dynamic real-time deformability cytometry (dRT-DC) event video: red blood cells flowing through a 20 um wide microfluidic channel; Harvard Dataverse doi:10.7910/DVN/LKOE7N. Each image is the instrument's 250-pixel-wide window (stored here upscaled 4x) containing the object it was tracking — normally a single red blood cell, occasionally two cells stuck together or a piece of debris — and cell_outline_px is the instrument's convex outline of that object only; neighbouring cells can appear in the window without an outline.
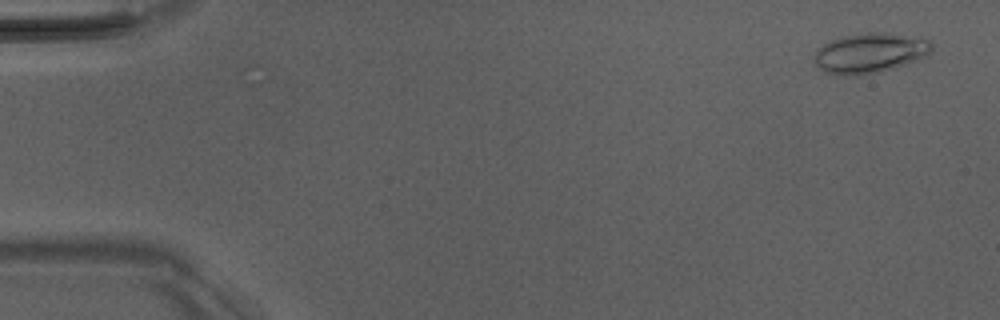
{"species": "Egyptian fruit bat (a non-hibernating species)", "species_latin": "Rousettus aegyptiacus", "temperature_condition": "room temperature", "stored_images_in_passage": 4, "camera_frame_rate_fps": 3000, "um_per_image_px": 0.085, "animal": {"sex": "male"}, "frame": {"image": 1, "passage_image": 1, "time_ms": 0.0, "image_size_px": [1000, 320], "cell_outline_px": [[932, 52], [928, 56], [896, 68], [880, 72], [860, 76], [836, 76], [824, 72], [812, 60], [816, 48], [840, 36], [860, 32], [888, 32], [928, 40], [932, 44]], "centroid_in_image_um": [73.9, 4.52], "position_along_channel_um": 11.1, "area_um2": 28.15}}